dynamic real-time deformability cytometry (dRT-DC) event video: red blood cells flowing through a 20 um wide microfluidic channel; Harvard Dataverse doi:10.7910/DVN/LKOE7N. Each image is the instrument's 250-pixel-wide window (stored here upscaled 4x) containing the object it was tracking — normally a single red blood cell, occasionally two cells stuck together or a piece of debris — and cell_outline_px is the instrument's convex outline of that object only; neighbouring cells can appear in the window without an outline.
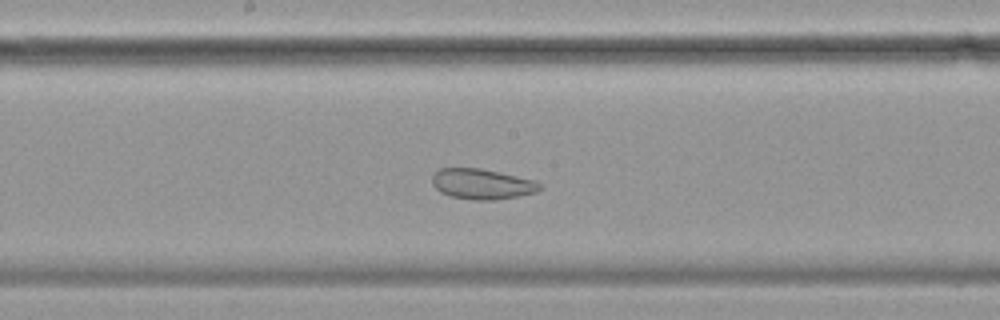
{"species": "common noctule bat (a hibernating species)", "species_latin": "Nyctalus noctula", "temperature_condition": "cold", "stored_images_in_passage": 55, "camera_frame_rate_fps": 3000, "um_per_image_px": 0.085, "animal": {"sex": "female", "body_mass_g": 19.9}, "frame": {"image": 1, "passage_image": 27, "time_ms": 8.667, "image_size_px": [1000, 320], "cell_outline_px": [[540, 188], [536, 192], [520, 196], [492, 200], [476, 200], [452, 196], [440, 192], [432, 184], [432, 176], [440, 168], [480, 168], [516, 176], [532, 180], [540, 184]], "centroid_in_image_um": [40.94, 15.64], "position_along_channel_um": 207.3, "area_um2": 18.79}}
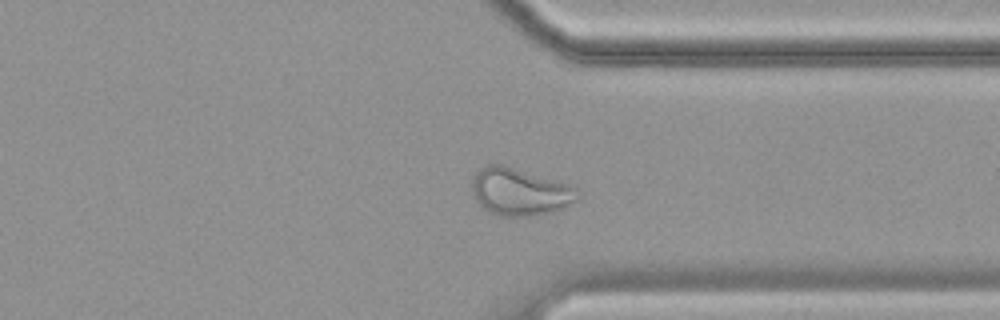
{"frame": {"image": 2, "passage_image": 41, "time_ms": 13.333, "image_size_px": [1000, 320], "cell_outline_px": [[576, 200], [564, 208], [548, 212], [528, 216], [500, 216], [488, 212], [480, 208], [476, 200], [472, 188], [472, 180], [476, 172], [480, 168], [488, 164], [504, 164], [568, 184], [576, 188]], "centroid_in_image_um": [44.12, 16.3], "position_along_channel_um": 367.3, "area_um2": 29.02}}
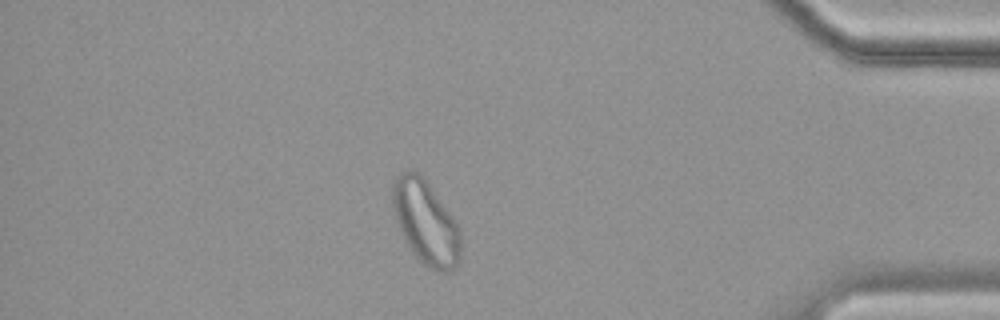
{"frame": {"image": 3, "passage_image": 47, "time_ms": 15.333, "image_size_px": [1000, 320], "cell_outline_px": [[460, 260], [452, 268], [444, 272], [440, 272], [424, 264], [412, 252], [400, 232], [392, 208], [392, 184], [396, 176], [400, 172], [416, 172], [424, 176], [456, 224], [460, 232]], "centroid_in_image_um": [36.14, 18.88], "position_along_channel_um": 399.1, "area_um2": 32.77}, "authors_computed_cell_mechanics": {"area_um2": 27.3394, "velocity_mm_per_s": 3.4321, "shape_relaxation_time_tau1_ms": null, "shape_relaxation_time_tau2_ms": 2.501, "deformation_change_tau1": null, "deformation_change_tau2": 0.0616}}